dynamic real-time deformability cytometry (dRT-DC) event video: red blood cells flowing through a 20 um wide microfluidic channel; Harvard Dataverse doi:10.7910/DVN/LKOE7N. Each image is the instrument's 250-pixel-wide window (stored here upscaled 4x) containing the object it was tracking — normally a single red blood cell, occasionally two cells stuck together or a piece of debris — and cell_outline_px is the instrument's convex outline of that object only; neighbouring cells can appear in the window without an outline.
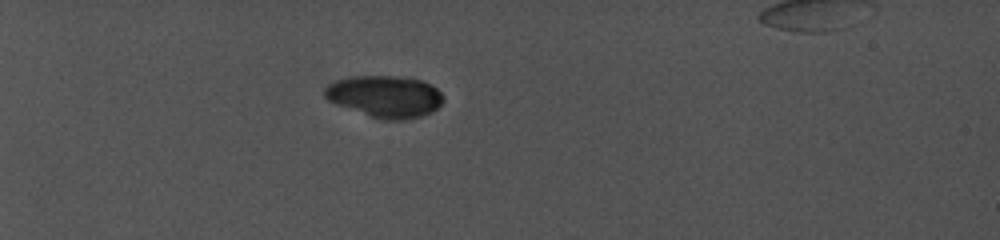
{"species": "common noctule bat (a hibernating species)", "species_latin": "Nyctalus noctula", "temperature_condition": "cold", "stored_images_in_passage": 16, "camera_frame_rate_fps": 5000, "um_per_image_px": 0.085, "animal": {"sex": "female", "body_mass_g": 19.0, "forearm_length_mm": 56.7}, "frame": {"image": 1, "passage_image": 12, "time_ms": 4.8, "image_size_px": [1000, 240], "cell_outline_px": [[444, 100], [432, 112], [420, 116], [404, 120], [380, 120], [336, 104], [328, 100], [324, 96], [324, 88], [328, 84], [336, 80], [348, 76], [408, 76], [432, 84], [444, 96]], "centroid_in_image_um": [32.72, 8.19], "position_along_channel_um": 52.3, "area_um2": 29.25}}